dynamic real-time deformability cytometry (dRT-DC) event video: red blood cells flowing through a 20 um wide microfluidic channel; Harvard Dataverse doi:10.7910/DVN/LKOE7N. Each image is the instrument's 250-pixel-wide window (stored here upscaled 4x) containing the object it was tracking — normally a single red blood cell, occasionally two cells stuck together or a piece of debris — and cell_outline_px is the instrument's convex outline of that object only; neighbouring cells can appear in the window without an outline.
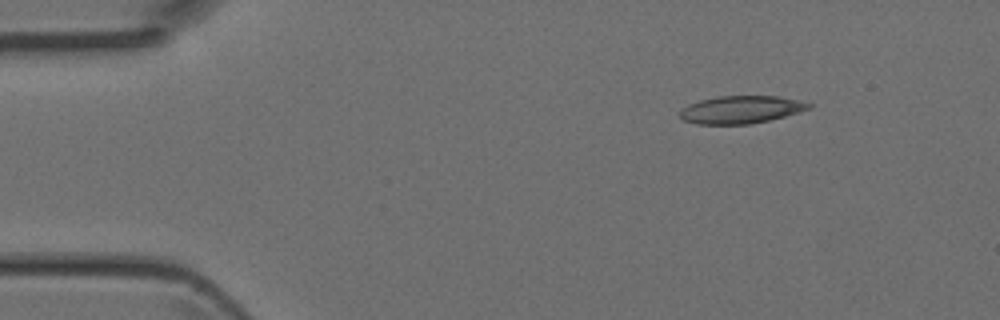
{"species": "Egyptian fruit bat (a non-hibernating species)", "species_latin": "Rousettus aegyptiacus", "temperature_condition": "room temperature", "stored_images_in_passage": 3, "camera_frame_rate_fps": 3000, "um_per_image_px": 0.085, "animal": {"sex": "female"}, "frame": {"image": 1, "passage_image": 1, "time_ms": 0.0, "image_size_px": [1000, 320], "cell_outline_px": [[812, 104], [808, 108], [784, 116], [768, 120], [748, 124], [696, 124], [684, 120], [680, 116], [680, 112], [688, 104], [700, 100], [720, 96], [780, 96], [800, 100]], "centroid_in_image_um": [62.96, 9.31], "position_along_channel_um": 22.0, "area_um2": 20.46}}
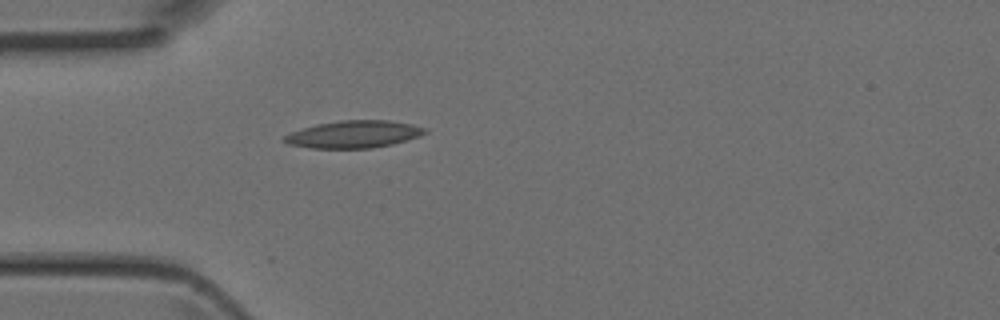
{"frame": {"image": 2, "passage_image": 3, "time_ms": 0.667, "image_size_px": [1000, 320], "cell_outline_px": [[428, 132], [420, 136], [392, 144], [372, 148], [312, 148], [288, 144], [280, 140], [284, 136], [292, 132], [304, 128], [320, 124], [344, 120], [388, 120], [412, 124], [428, 128]], "centroid_in_image_um": [30.11, 11.42], "position_along_channel_um": 54.9, "area_um2": 22.25}}